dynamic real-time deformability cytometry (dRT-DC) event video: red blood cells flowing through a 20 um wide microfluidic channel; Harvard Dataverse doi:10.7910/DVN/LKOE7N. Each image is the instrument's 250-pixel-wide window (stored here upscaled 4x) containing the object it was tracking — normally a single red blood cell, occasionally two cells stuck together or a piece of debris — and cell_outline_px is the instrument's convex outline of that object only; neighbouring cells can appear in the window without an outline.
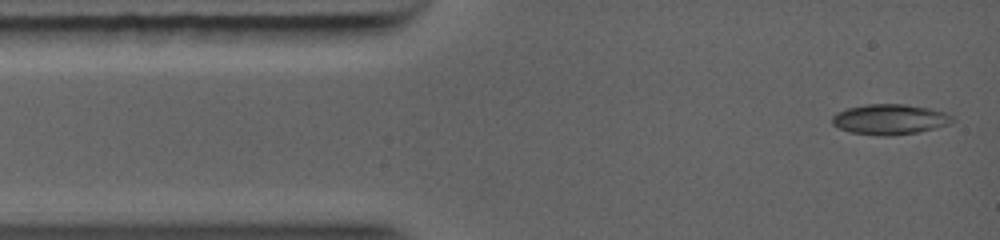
{"species": "common noctule bat (a hibernating species)", "species_latin": "Nyctalus noctula", "temperature_condition": "warm", "stored_images_in_passage": 19, "camera_frame_rate_fps": 5000, "um_per_image_px": 0.085, "animal": {"sex": "female", "body_mass_g": 19.0, "forearm_length_mm": 56.7}, "frame": {"image": 1, "passage_image": 1, "time_ms": 0.0, "image_size_px": [1000, 240], "cell_outline_px": [[956, 120], [952, 124], [936, 128], [916, 132], [852, 132], [840, 128], [832, 124], [832, 116], [836, 112], [848, 108], [868, 104], [904, 104], [928, 108], [944, 112], [952, 116]], "centroid_in_image_um": [75.69, 10.08], "position_along_channel_um": 9.3, "area_um2": 20.17}}
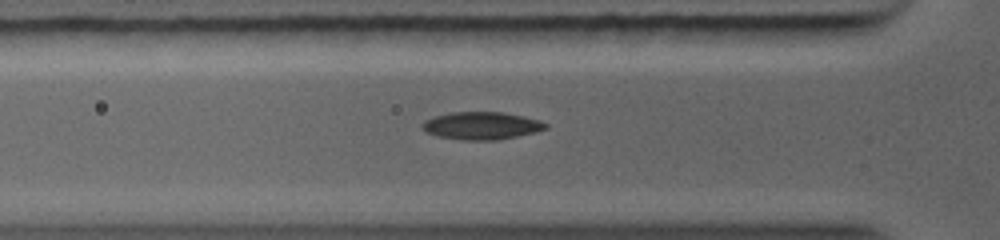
{"frame": {"image": 2, "passage_image": 9, "time_ms": 2.8, "image_size_px": [1000, 240], "cell_outline_px": [[548, 124], [544, 128], [532, 132], [512, 136], [488, 140], [476, 140], [440, 136], [428, 132], [424, 128], [424, 120], [436, 116], [452, 112], [504, 112], [536, 120]], "centroid_in_image_um": [40.9, 10.65], "position_along_channel_um": 84.9, "area_um2": 18.73}}
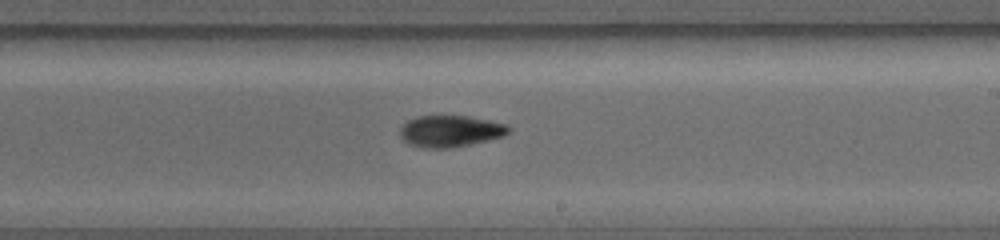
{"frame": {"image": 3, "passage_image": 19, "time_ms": 6.2, "image_size_px": [1000, 240], "cell_outline_px": [[508, 132], [500, 136], [460, 144], [420, 144], [408, 140], [400, 132], [400, 128], [408, 120], [416, 116], [468, 116], [488, 120], [504, 124], [508, 128]], "centroid_in_image_um": [38.3, 11.02], "position_along_channel_um": 250.7, "area_um2": 17.63}}